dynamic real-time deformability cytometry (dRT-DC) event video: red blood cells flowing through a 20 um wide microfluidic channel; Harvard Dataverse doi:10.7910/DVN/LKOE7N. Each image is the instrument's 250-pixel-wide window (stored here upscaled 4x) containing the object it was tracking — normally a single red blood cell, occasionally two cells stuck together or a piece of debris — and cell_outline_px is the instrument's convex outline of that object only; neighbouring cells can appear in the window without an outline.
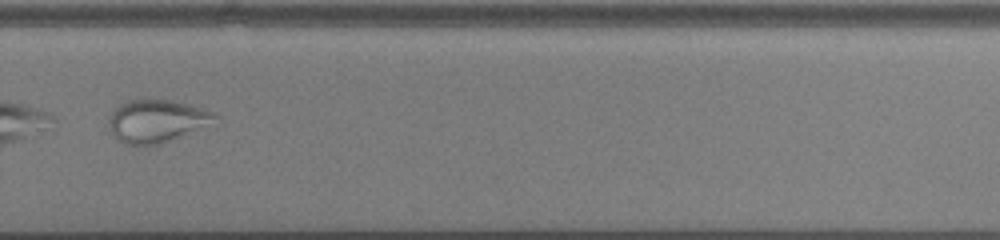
{"species": "common noctule bat (a hibernating species)", "species_latin": "Nyctalus noctula", "temperature_condition": "cold", "stored_images_in_passage": 55, "camera_frame_rate_fps": 3000, "um_per_image_px": 0.085, "animal": {"sex": "male", "body_mass_g": 13.0, "forearm_length_mm": 53.1}, "frame": {"image": 1, "passage_image": 40, "time_ms": 13.0, "image_size_px": [1000, 240], "cell_outline_px": [[220, 124], [160, 144], [128, 144], [120, 140], [112, 132], [108, 124], [108, 116], [120, 104], [128, 100], [172, 100], [216, 112], [220, 116]], "centroid_in_image_um": [13.47, 10.29], "position_along_channel_um": 316.3, "area_um2": 26.93}}